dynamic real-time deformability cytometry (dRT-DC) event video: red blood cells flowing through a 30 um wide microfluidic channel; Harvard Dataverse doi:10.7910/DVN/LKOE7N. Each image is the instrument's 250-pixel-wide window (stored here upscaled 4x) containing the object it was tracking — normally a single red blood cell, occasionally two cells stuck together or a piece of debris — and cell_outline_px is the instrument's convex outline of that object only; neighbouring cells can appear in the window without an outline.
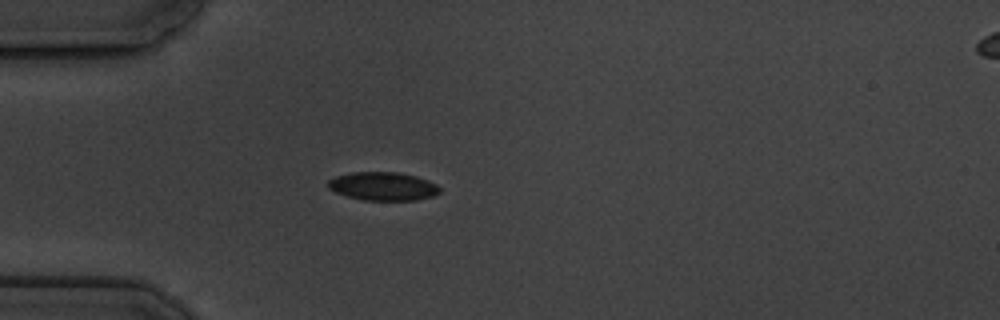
{"species": "common noctule bat (a hibernating species)", "species_latin": "Nyctalus noctula", "temperature_condition": "cold", "stored_images_in_passage": 1, "camera_frame_rate_fps": 3000, "um_per_image_px": 0.085, "animal": {"sex": "male", "body_mass_g": 19.5, "forearm_length_mm": 54.6}, "frame": {"image": 1, "passage_image": 1, "time_ms": 0.0, "image_size_px": [1000, 320], "cell_outline_px": [[440, 192], [432, 196], [416, 200], [364, 200], [348, 196], [336, 192], [328, 188], [328, 180], [336, 176], [352, 172], [396, 172], [416, 176], [428, 180], [436, 184], [440, 188]], "centroid_in_image_um": [32.56, 15.83], "position_along_channel_um": 52.4, "area_um2": 18.38}}